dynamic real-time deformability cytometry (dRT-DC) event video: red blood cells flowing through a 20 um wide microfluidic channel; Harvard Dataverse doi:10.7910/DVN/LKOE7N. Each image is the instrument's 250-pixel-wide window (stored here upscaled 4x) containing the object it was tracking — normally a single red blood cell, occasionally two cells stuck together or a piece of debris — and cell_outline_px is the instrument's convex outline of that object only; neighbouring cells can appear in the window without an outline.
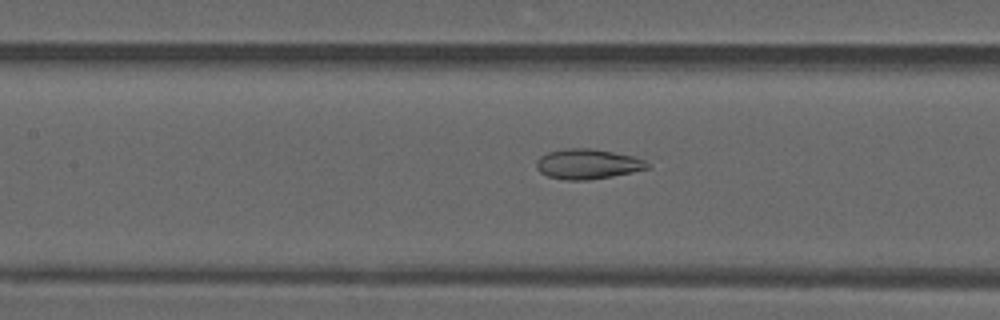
{"species": "common noctule bat (a hibernating species)", "species_latin": "Nyctalus noctula", "temperature_condition": "warm", "stored_images_in_passage": 49, "camera_frame_rate_fps": 3000, "um_per_image_px": 0.085, "animal": {"sex": "male", "forearm_length_mm": 52.5}, "frame": {"image": 1, "passage_image": 22, "time_ms": 7.0, "image_size_px": [1000, 320], "cell_outline_px": [[648, 168], [632, 172], [612, 176], [588, 180], [564, 180], [548, 176], [540, 172], [536, 168], [536, 160], [540, 156], [548, 152], [564, 148], [592, 148], [632, 156], [644, 160], [648, 164]], "centroid_in_image_um": [49.89, 13.94], "position_along_channel_um": 157.5, "area_um2": 19.36}}
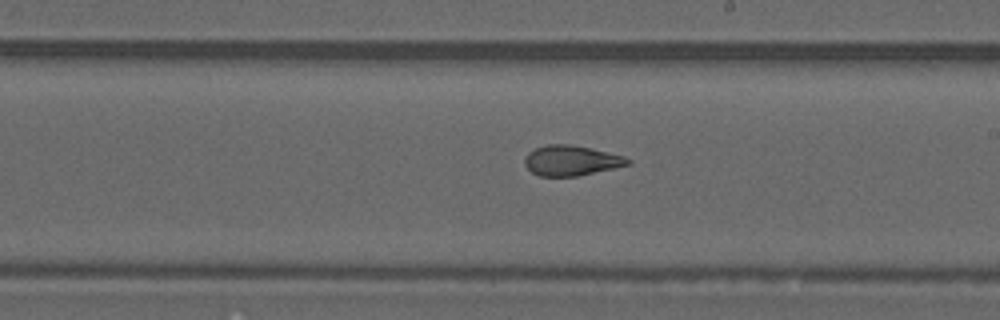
{"frame": {"image": 2, "passage_image": 28, "time_ms": 9.0, "image_size_px": [1000, 320], "cell_outline_px": [[632, 164], [576, 176], [540, 176], [532, 172], [524, 164], [524, 160], [528, 152], [536, 148], [548, 144], [568, 144], [592, 148], [624, 156], [632, 160]], "centroid_in_image_um": [48.57, 13.64], "position_along_channel_um": 240.4, "area_um2": 18.09}}
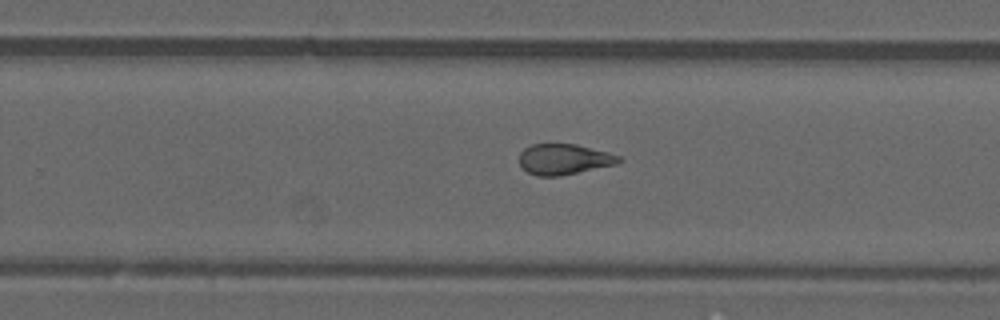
{"frame": {"image": 3, "passage_image": 31, "time_ms": 10.0, "image_size_px": [1000, 320], "cell_outline_px": [[624, 160], [616, 164], [560, 176], [536, 176], [528, 172], [520, 164], [520, 152], [524, 148], [532, 144], [576, 144], [608, 152], [620, 156]], "centroid_in_image_um": [47.95, 13.53], "position_along_channel_um": 281.8, "area_um2": 17.74}, "authors_computed_cell_mechanics": {"area_um2": 21.4438, "velocity_mm_per_s": 4.1642, "shape_relaxation_time_tau1_ms": null, "shape_relaxation_time_tau2_ms": 2.1246, "deformation_change_tau1": null, "deformation_change_tau2": 0.1045}}